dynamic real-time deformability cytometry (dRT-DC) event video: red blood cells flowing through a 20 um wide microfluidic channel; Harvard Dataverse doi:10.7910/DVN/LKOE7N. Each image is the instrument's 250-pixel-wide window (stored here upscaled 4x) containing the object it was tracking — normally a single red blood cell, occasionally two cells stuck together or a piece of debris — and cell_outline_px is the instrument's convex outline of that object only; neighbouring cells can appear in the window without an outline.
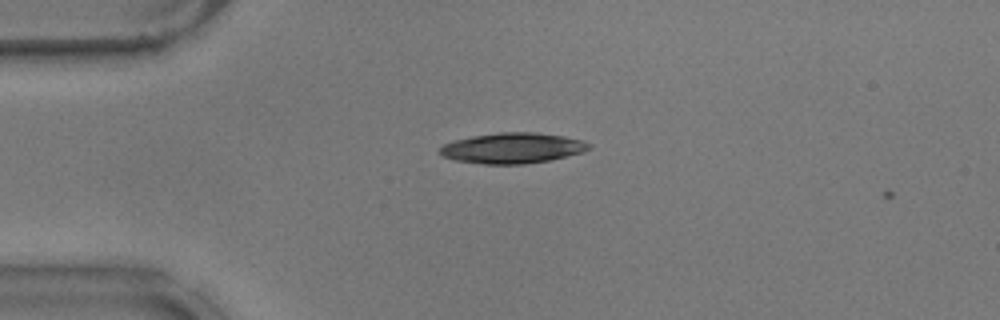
{"species": "common noctule bat (a hibernating species)", "species_latin": "Nyctalus noctula", "temperature_condition": "warm", "stored_images_in_passage": 4, "camera_frame_rate_fps": 3000, "um_per_image_px": 0.085, "animal": {"sex": "male", "body_mass_g": 17.9}, "frame": {"image": 1, "passage_image": 3, "time_ms": 0.667, "image_size_px": [1000, 320], "cell_outline_px": [[592, 148], [584, 152], [548, 160], [524, 164], [484, 164], [456, 160], [444, 156], [440, 152], [440, 148], [444, 144], [452, 140], [472, 136], [500, 132], [536, 132], [564, 136], [584, 140], [592, 144]], "centroid_in_image_um": [43.61, 12.57], "position_along_channel_um": 41.4, "area_um2": 26.59}}